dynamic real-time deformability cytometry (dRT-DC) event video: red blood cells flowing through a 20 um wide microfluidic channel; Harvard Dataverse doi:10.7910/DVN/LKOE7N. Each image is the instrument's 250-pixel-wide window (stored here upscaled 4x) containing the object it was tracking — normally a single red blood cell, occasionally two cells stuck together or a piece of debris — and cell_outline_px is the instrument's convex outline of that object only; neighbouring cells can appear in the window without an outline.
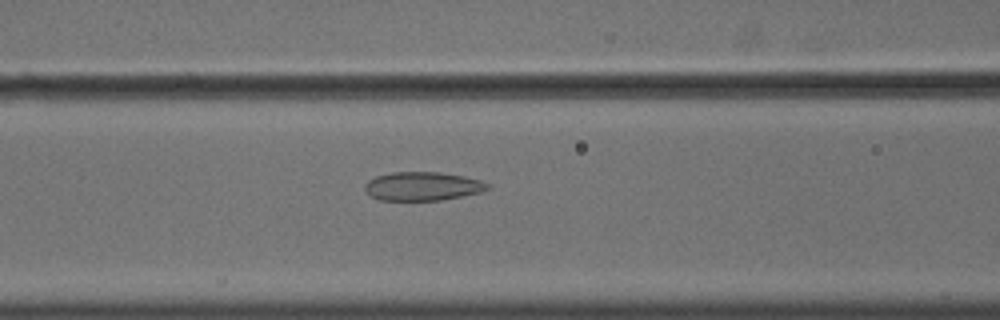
{"species": "common noctule bat (a hibernating species)", "species_latin": "Nyctalus noctula", "temperature_condition": "cold", "stored_images_in_passage": 40, "camera_frame_rate_fps": 3000, "um_per_image_px": 0.085, "animal": {"sex": "male", "body_mass_g": 18.8}, "frame": {"image": 1, "passage_image": 16, "time_ms": 5.0, "image_size_px": [1000, 320], "cell_outline_px": [[492, 188], [480, 192], [440, 200], [380, 200], [364, 192], [364, 184], [368, 180], [376, 176], [392, 172], [440, 172], [464, 176], [480, 180], [488, 184]], "centroid_in_image_um": [35.89, 15.82], "position_along_channel_um": 130.7, "area_um2": 20.52}}
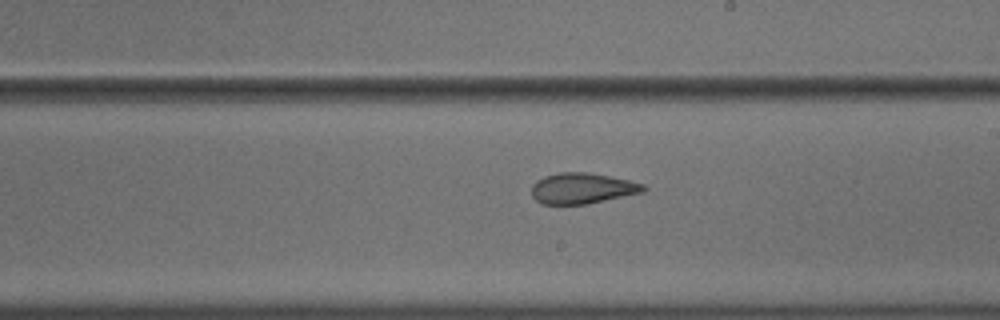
{"frame": {"image": 2, "passage_image": 25, "time_ms": 8.0, "image_size_px": [1000, 320], "cell_outline_px": [[648, 188], [644, 192], [588, 204], [544, 204], [536, 200], [532, 196], [532, 184], [536, 180], [544, 176], [560, 172], [588, 172], [628, 180], [644, 184]], "centroid_in_image_um": [49.5, 16.01], "position_along_channel_um": 239.5, "area_um2": 20.11}}
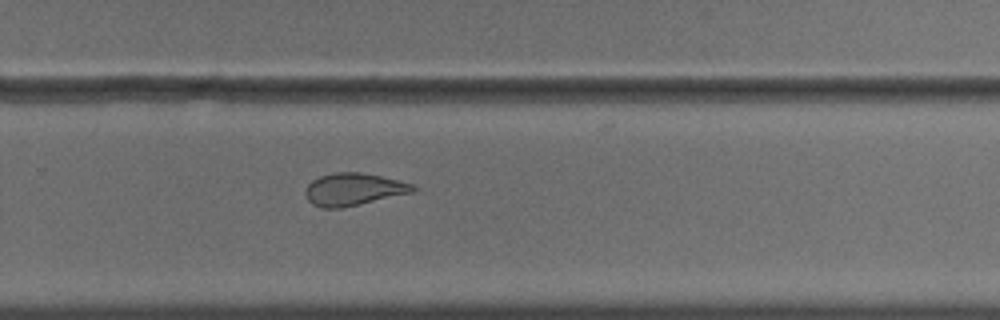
{"frame": {"image": 3, "passage_image": 30, "time_ms": 9.667, "image_size_px": [1000, 320], "cell_outline_px": [[416, 188], [412, 192], [340, 208], [324, 208], [312, 204], [308, 200], [304, 192], [308, 184], [312, 180], [320, 176], [336, 172], [360, 172], [380, 176], [412, 184]], "centroid_in_image_um": [29.99, 16.09], "position_along_channel_um": 299.8, "area_um2": 19.88}}